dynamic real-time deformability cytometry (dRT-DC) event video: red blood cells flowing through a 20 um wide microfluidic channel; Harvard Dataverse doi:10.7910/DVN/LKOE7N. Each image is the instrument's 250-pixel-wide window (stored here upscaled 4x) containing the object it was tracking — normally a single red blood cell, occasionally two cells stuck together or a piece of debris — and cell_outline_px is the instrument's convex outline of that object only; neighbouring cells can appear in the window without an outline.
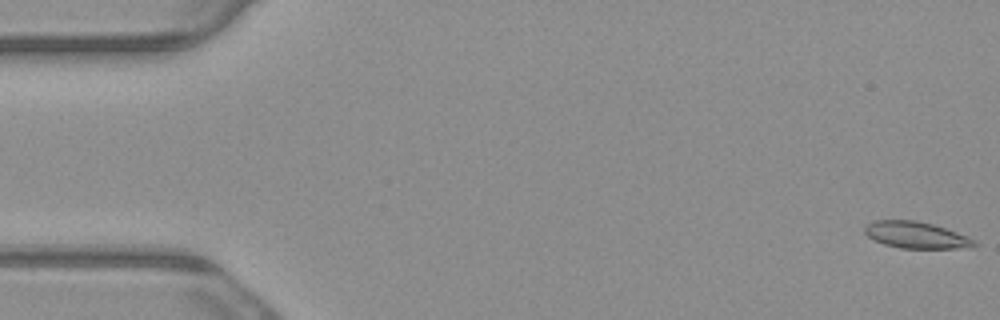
{"species": "common noctule bat (a hibernating species)", "species_latin": "Nyctalus noctula", "temperature_condition": "warm", "stored_images_in_passage": 5, "camera_frame_rate_fps": 3000, "um_per_image_px": 0.085, "animal": {"sex": "male", "body_mass_g": 23.1, "forearm_length_mm": 52.7}, "frame": {"image": 1, "passage_image": 1, "time_ms": 0.0, "image_size_px": [1000, 320], "cell_outline_px": [[980, 244], [956, 248], [900, 248], [884, 244], [868, 236], [864, 232], [864, 228], [868, 224], [876, 220], [916, 220], [932, 224], [968, 236], [976, 240]], "centroid_in_image_um": [77.87, 19.97], "position_along_channel_um": 7.1, "area_um2": 16.76}}